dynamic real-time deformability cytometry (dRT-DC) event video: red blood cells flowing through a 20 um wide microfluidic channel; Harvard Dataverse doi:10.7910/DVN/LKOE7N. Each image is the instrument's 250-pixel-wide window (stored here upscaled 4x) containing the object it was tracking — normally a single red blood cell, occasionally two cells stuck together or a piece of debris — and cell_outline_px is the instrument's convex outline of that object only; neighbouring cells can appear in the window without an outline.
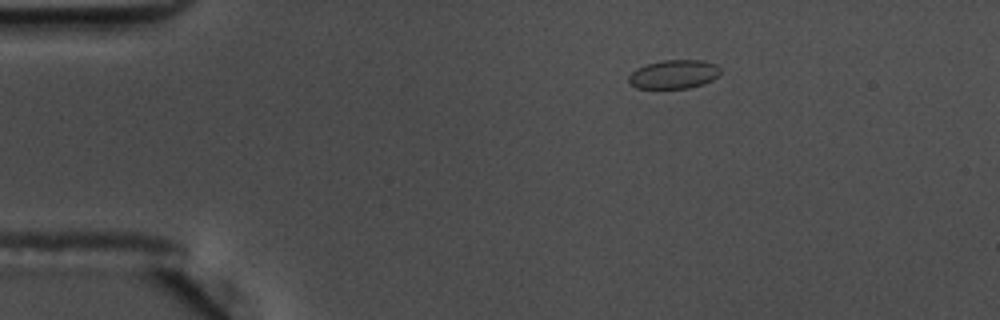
{"species": "common noctule bat (a hibernating species)", "species_latin": "Nyctalus noctula", "temperature_condition": "warm", "stored_images_in_passage": 47, "camera_frame_rate_fps": 3000, "um_per_image_px": 0.085, "animal": {"sex": "male", "body_mass_g": 17.5, "forearm_length_mm": 52.3}, "frame": {"image": 1, "passage_image": 1, "time_ms": 0.0, "image_size_px": [1000, 320], "cell_outline_px": [[720, 72], [712, 80], [704, 84], [688, 88], [636, 88], [628, 84], [628, 76], [636, 68], [648, 64], [664, 60], [704, 60], [716, 64], [720, 68]], "centroid_in_image_um": [57.26, 6.31], "position_along_channel_um": 27.7, "area_um2": 15.43}}
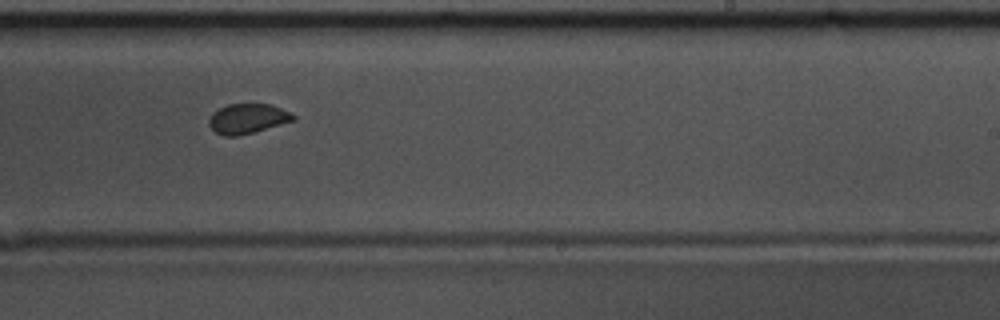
{"frame": {"image": 2, "passage_image": 26, "time_ms": 8.333, "image_size_px": [1000, 320], "cell_outline_px": [[296, 116], [292, 120], [252, 132], [236, 136], [224, 136], [216, 132], [208, 124], [208, 120], [212, 112], [228, 104], [268, 104], [280, 108]], "centroid_in_image_um": [20.97, 10.07], "position_along_channel_um": 268.0, "area_um2": 14.22}}
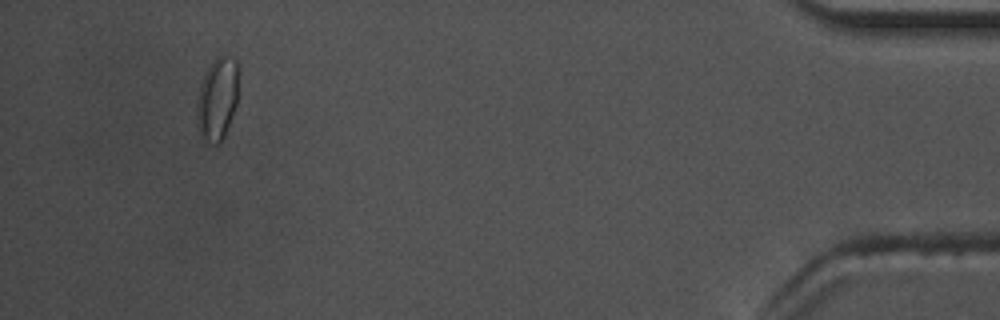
{"frame": {"image": 3, "passage_image": 44, "time_ms": 14.333, "image_size_px": [1000, 320], "cell_outline_px": [[236, 104], [224, 136], [216, 144], [204, 136], [200, 132], [196, 124], [196, 100], [200, 84], [204, 72], [216, 56], [224, 56], [236, 60]], "centroid_in_image_um": [18.42, 8.36], "position_along_channel_um": 416.8, "area_um2": 19.48}, "authors_computed_cell_mechanics": {"area_um2": 15.317, "velocity_mm_per_s": 3.6261, "shape_relaxation_time_tau1_ms": 9.1299, "shape_relaxation_time_tau2_ms": null, "deformation_change_tau1": 0.1103, "deformation_change_tau2": null}}